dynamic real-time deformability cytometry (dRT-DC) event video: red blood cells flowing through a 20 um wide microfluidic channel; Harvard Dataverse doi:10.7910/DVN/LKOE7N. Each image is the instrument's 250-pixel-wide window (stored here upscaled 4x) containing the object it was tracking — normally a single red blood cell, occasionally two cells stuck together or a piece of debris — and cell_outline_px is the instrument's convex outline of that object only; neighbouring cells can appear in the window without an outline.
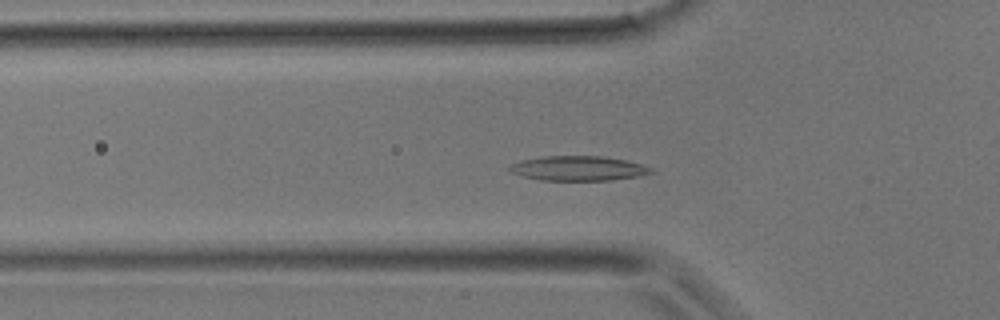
{"species": "common noctule bat (a hibernating species)", "species_latin": "Nyctalus noctula", "temperature_condition": "room temperature", "stored_images_in_passage": 38, "camera_frame_rate_fps": 3000, "um_per_image_px": 0.085, "animal": {"sex": "male", "body_mass_g": 17.9}, "frame": {"image": 1, "passage_image": 12, "time_ms": 3.667, "image_size_px": [1000, 320], "cell_outline_px": [[656, 172], [640, 176], [612, 180], [540, 180], [524, 176], [512, 172], [508, 168], [512, 164], [520, 160], [544, 156], [600, 156], [624, 160], [640, 164], [652, 168]], "centroid_in_image_um": [49.18, 14.31], "position_along_channel_um": 76.6, "area_um2": 20.23}}
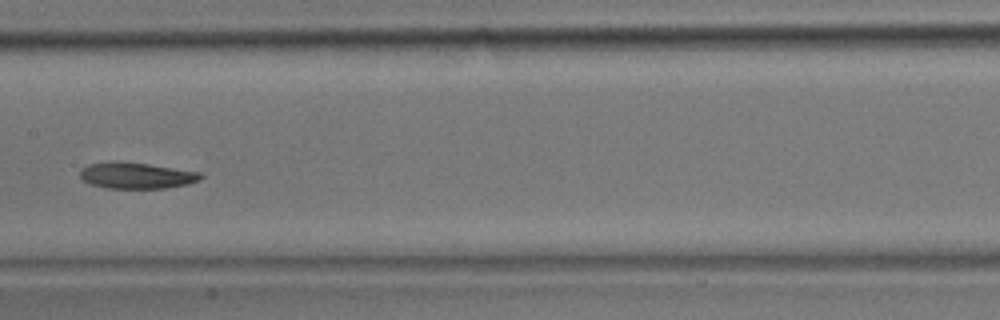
{"frame": {"image": 2, "passage_image": 19, "time_ms": 6.0, "image_size_px": [1000, 320], "cell_outline_px": [[204, 176], [200, 180], [188, 184], [164, 188], [108, 188], [88, 184], [80, 176], [80, 168], [88, 164], [148, 164], [200, 172]], "centroid_in_image_um": [11.64, 14.96], "position_along_channel_um": 195.8, "area_um2": 17.69}}
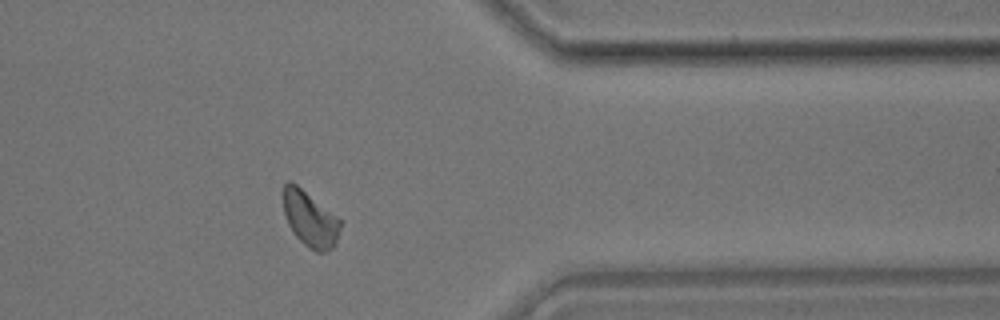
{"frame": {"image": 3, "passage_image": 31, "time_ms": 10.0, "image_size_px": [1000, 320], "cell_outline_px": [[344, 220], [336, 244], [328, 252], [316, 252], [304, 244], [296, 236], [288, 224], [284, 212], [280, 192], [284, 184], [288, 180], [296, 184]], "centroid_in_image_um": [26.37, 18.59], "position_along_channel_um": 385.0, "area_um2": 19.13}}